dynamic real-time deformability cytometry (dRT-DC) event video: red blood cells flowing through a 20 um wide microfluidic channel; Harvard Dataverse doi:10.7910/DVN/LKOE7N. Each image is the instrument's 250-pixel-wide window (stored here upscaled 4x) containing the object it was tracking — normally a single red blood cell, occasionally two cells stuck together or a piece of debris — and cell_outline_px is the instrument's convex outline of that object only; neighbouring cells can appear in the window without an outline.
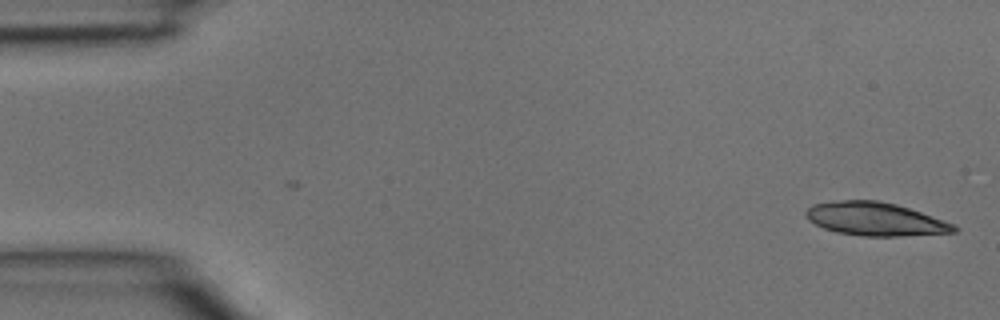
{"species": "common noctule bat (a hibernating species)", "species_latin": "Nyctalus noctula", "temperature_condition": "room temperature", "stored_images_in_passage": 39, "camera_frame_rate_fps": 3000, "um_per_image_px": 0.085, "animal": {"sex": "male", "body_mass_g": 15.6}, "frame": {"image": 1, "passage_image": 1, "time_ms": 0.0, "image_size_px": [1000, 320], "cell_outline_px": [[960, 228], [956, 232], [900, 236], [864, 236], [836, 232], [824, 228], [808, 220], [804, 212], [812, 204], [844, 200], [880, 200], [896, 204], [956, 224]], "centroid_in_image_um": [74.42, 18.62], "position_along_channel_um": 10.6, "area_um2": 28.73}}
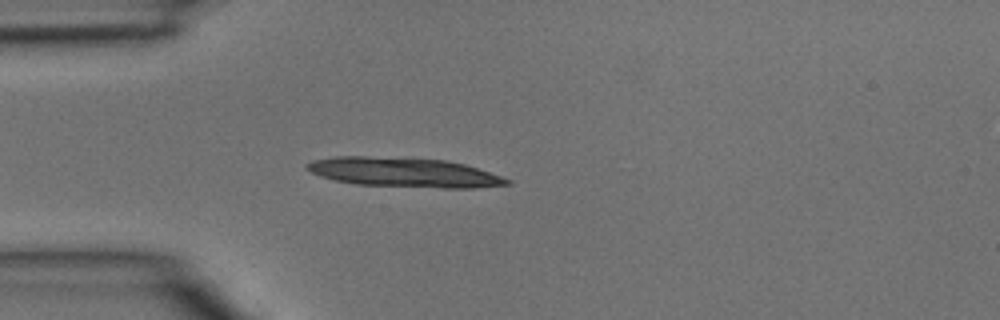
{"frame": {"image": 2, "passage_image": 10, "time_ms": 3.0, "image_size_px": [1000, 320], "cell_outline_px": [[512, 184], [472, 188], [444, 188], [356, 184], [336, 180], [320, 176], [304, 168], [304, 164], [312, 160], [336, 156], [368, 156], [448, 160], [464, 164], [512, 180]], "centroid_in_image_um": [34.32, 14.65], "position_along_channel_um": 50.7, "area_um2": 34.28}}